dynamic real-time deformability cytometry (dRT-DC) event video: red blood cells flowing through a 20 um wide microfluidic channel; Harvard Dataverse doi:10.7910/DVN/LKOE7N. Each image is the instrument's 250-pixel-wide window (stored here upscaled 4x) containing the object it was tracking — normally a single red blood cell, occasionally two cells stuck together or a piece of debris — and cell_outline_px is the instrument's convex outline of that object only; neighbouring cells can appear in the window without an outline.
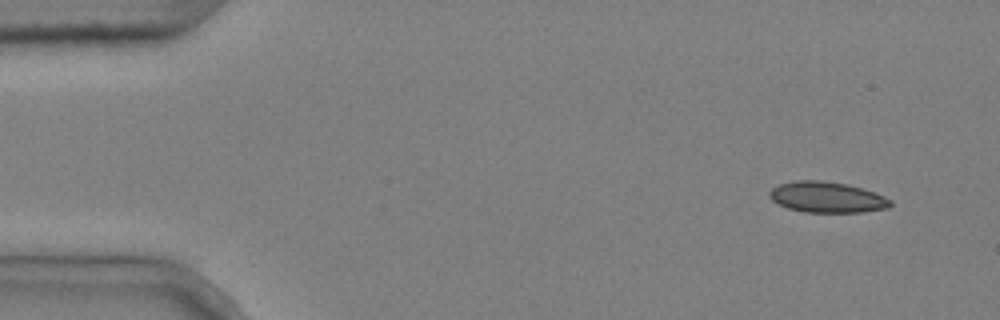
{"species": "common noctule bat (a hibernating species)", "species_latin": "Nyctalus noctula", "temperature_condition": "cold", "stored_images_in_passage": 4, "camera_frame_rate_fps": 3000, "um_per_image_px": 0.085, "animal": {"sex": "male", "body_mass_g": 20.4}, "frame": {"image": 1, "passage_image": 1, "time_ms": 0.0, "image_size_px": [1000, 320], "cell_outline_px": [[892, 204], [888, 208], [864, 212], [804, 212], [788, 208], [772, 200], [768, 196], [768, 192], [772, 188], [780, 184], [796, 180], [820, 180], [848, 184], [876, 192], [892, 200]], "centroid_in_image_um": [70.31, 16.76], "position_along_channel_um": 14.7, "area_um2": 21.85}}
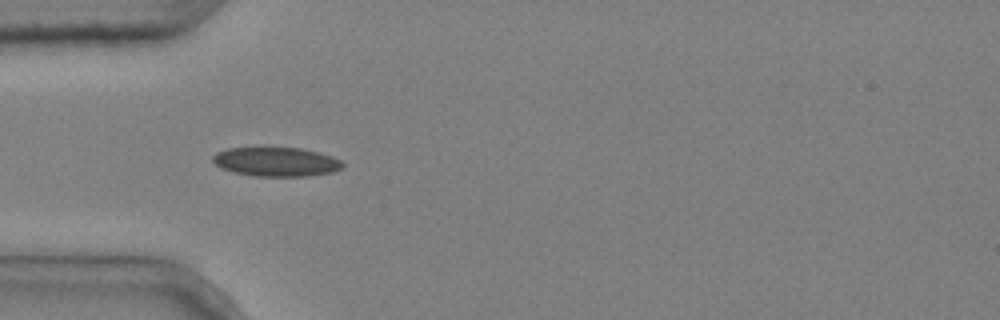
{"frame": {"image": 2, "passage_image": 4, "time_ms": 1.0, "image_size_px": [1000, 320], "cell_outline_px": [[344, 168], [332, 172], [308, 176], [256, 176], [232, 172], [220, 168], [212, 160], [212, 156], [216, 152], [228, 148], [300, 148], [332, 156], [340, 160], [344, 164]], "centroid_in_image_um": [23.47, 13.76], "position_along_channel_um": 61.5, "area_um2": 22.02}}